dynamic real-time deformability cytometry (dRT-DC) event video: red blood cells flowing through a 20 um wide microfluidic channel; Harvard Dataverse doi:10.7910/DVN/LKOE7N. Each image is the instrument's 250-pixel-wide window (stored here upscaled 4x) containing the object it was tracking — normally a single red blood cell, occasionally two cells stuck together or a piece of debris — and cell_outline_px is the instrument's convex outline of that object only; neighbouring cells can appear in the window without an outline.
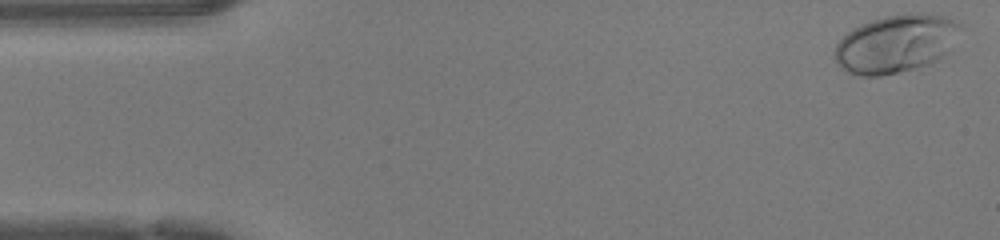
{"species": "human", "species_latin": "Homo sapiens", "temperature_condition": "warm", "stored_images_in_passage": 47, "camera_frame_rate_fps": 3000, "um_per_image_px": 0.085, "donor": {"sex": "female"}, "frame": {"image": 1, "passage_image": 1, "time_ms": 0.0, "image_size_px": [1000, 240], "cell_outline_px": [[964, 28], [944, 52], [936, 60], [928, 64], [880, 76], [860, 76], [848, 72], [840, 68], [836, 64], [836, 44], [852, 28], [860, 24], [884, 16], [912, 12], [920, 12], [944, 16], [964, 24]], "centroid_in_image_um": [76.14, 3.68], "position_along_channel_um": 8.9, "area_um2": 42.25}}
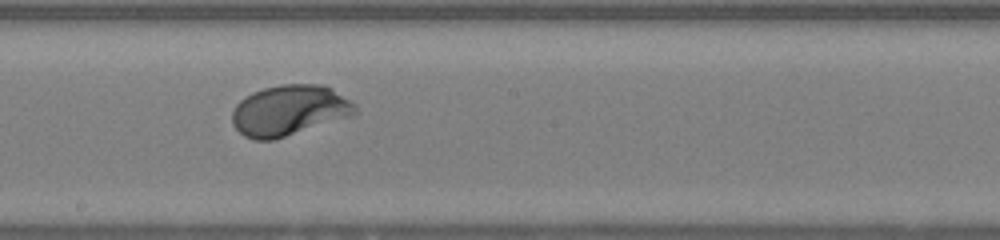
{"frame": {"image": 2, "passage_image": 25, "time_ms": 8.0, "image_size_px": [1000, 240], "cell_outline_px": [[360, 112], [356, 116], [272, 140], [256, 140], [244, 136], [232, 124], [232, 112], [236, 104], [244, 96], [252, 92], [264, 88], [280, 84], [324, 84], [332, 88], [352, 100], [356, 104]], "centroid_in_image_um": [24.66, 9.38], "position_along_channel_um": 223.5, "area_um2": 36.99}}
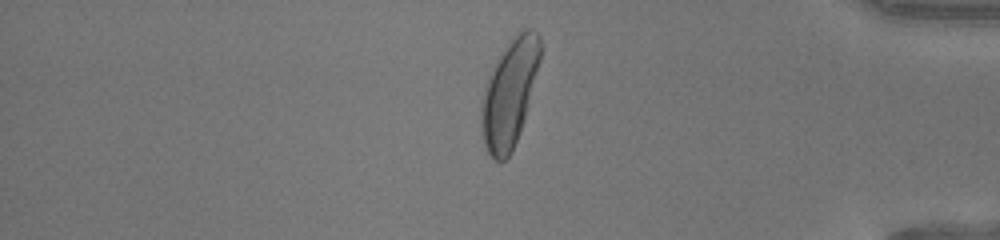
{"frame": {"image": 3, "passage_image": 39, "time_ms": 12.667, "image_size_px": [1000, 240], "cell_outline_px": [[544, 48], [524, 120], [512, 152], [500, 164], [488, 152], [484, 144], [480, 116], [480, 104], [484, 84], [492, 68], [504, 48], [512, 36], [516, 32], [524, 28], [532, 28], [540, 36]], "centroid_in_image_um": [43.32, 7.86], "position_along_channel_um": 391.9, "area_um2": 37.4}, "authors_computed_cell_mechanics": {"area_um2": 36.0094, "velocity_mm_per_s": 4.2491, "shape_relaxation_time_tau1_ms": 2.0357, "shape_relaxation_time_tau2_ms": null, "deformation_change_tau1": 0.163, "deformation_change_tau2": null}}